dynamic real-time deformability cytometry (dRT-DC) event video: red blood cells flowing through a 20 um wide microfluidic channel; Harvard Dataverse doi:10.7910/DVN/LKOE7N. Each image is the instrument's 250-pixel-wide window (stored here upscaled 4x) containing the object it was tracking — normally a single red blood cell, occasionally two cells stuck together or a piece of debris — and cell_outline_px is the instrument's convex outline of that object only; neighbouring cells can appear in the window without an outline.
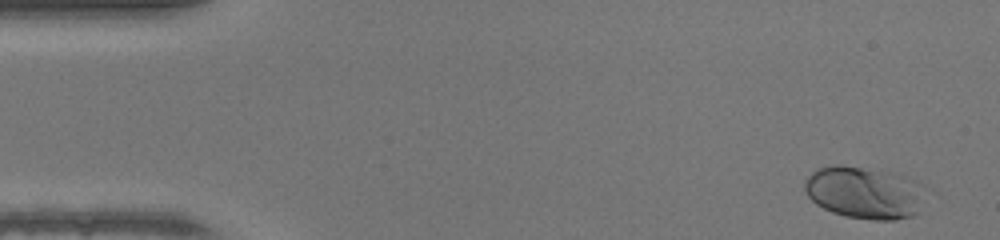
{"species": "human", "species_latin": "Homo sapiens", "temperature_condition": "warm", "stored_images_in_passage": 47, "camera_frame_rate_fps": 3000, "um_per_image_px": 0.085, "donor": {"sex": "female"}, "frame": {"image": 1, "passage_image": 1, "time_ms": 0.0, "image_size_px": [1000, 240], "cell_outline_px": [[924, 184], [916, 212], [912, 216], [896, 220], [872, 220], [844, 216], [832, 212], [816, 204], [804, 192], [804, 180], [816, 168], [832, 164], [840, 164], [888, 172], [904, 176], [916, 180]], "centroid_in_image_um": [73.4, 16.36], "position_along_channel_um": 11.6, "area_um2": 36.76}}
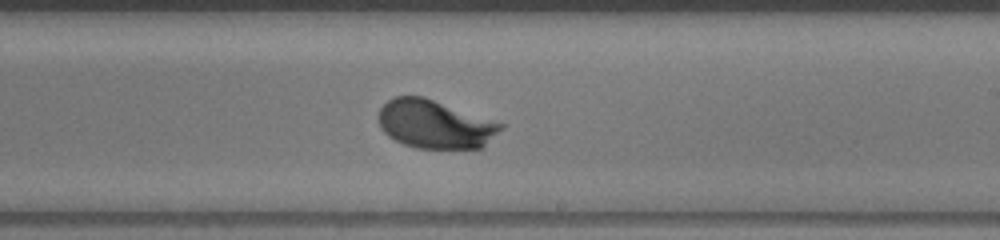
{"frame": {"image": 2, "passage_image": 27, "time_ms": 8.667, "image_size_px": [1000, 240], "cell_outline_px": [[504, 128], [484, 148], [416, 148], [404, 144], [388, 136], [380, 128], [376, 116], [380, 108], [388, 100], [396, 96], [424, 96], [504, 124]], "centroid_in_image_um": [36.96, 10.56], "position_along_channel_um": 252.0, "area_um2": 34.74}}
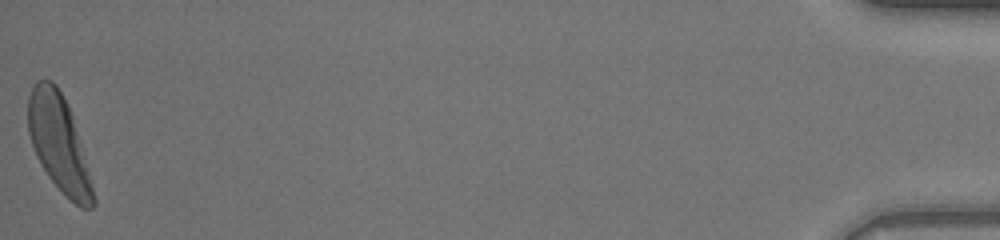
{"frame": {"image": 3, "passage_image": 47, "time_ms": 15.333, "image_size_px": [1000, 240], "cell_outline_px": [[96, 204], [92, 208], [80, 208], [48, 176], [40, 164], [36, 156], [28, 132], [28, 96], [36, 80], [52, 80], [56, 84], [72, 116], [92, 184], [96, 200]], "centroid_in_image_um": [4.98, 12.17], "position_along_channel_um": 430.2, "area_um2": 35.66}, "authors_computed_cell_mechanics": {"area_um2": 34.6222, "velocity_mm_per_s": 4.2368, "shape_relaxation_time_tau1_ms": 1.7015, "shape_relaxation_time_tau2_ms": null, "deformation_change_tau1": 0.145, "deformation_change_tau2": null}}